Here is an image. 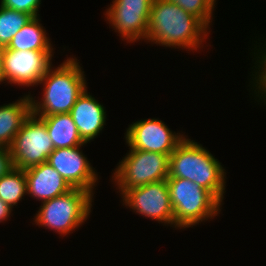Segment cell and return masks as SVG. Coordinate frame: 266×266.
Returning a JSON list of instances; mask_svg holds the SVG:
<instances>
[{
    "label": "cell",
    "instance_id": "obj_7",
    "mask_svg": "<svg viewBox=\"0 0 266 266\" xmlns=\"http://www.w3.org/2000/svg\"><path fill=\"white\" fill-rule=\"evenodd\" d=\"M9 149L14 167L25 170L47 162L54 146L45 123L39 117L30 114Z\"/></svg>",
    "mask_w": 266,
    "mask_h": 266
},
{
    "label": "cell",
    "instance_id": "obj_20",
    "mask_svg": "<svg viewBox=\"0 0 266 266\" xmlns=\"http://www.w3.org/2000/svg\"><path fill=\"white\" fill-rule=\"evenodd\" d=\"M187 13L197 17L209 30L214 8L206 0H169Z\"/></svg>",
    "mask_w": 266,
    "mask_h": 266
},
{
    "label": "cell",
    "instance_id": "obj_24",
    "mask_svg": "<svg viewBox=\"0 0 266 266\" xmlns=\"http://www.w3.org/2000/svg\"><path fill=\"white\" fill-rule=\"evenodd\" d=\"M12 208L0 199V223L6 221L12 213Z\"/></svg>",
    "mask_w": 266,
    "mask_h": 266
},
{
    "label": "cell",
    "instance_id": "obj_26",
    "mask_svg": "<svg viewBox=\"0 0 266 266\" xmlns=\"http://www.w3.org/2000/svg\"><path fill=\"white\" fill-rule=\"evenodd\" d=\"M213 8H215V2L216 0H206Z\"/></svg>",
    "mask_w": 266,
    "mask_h": 266
},
{
    "label": "cell",
    "instance_id": "obj_19",
    "mask_svg": "<svg viewBox=\"0 0 266 266\" xmlns=\"http://www.w3.org/2000/svg\"><path fill=\"white\" fill-rule=\"evenodd\" d=\"M32 18L31 15L0 5V46L7 47L15 34Z\"/></svg>",
    "mask_w": 266,
    "mask_h": 266
},
{
    "label": "cell",
    "instance_id": "obj_6",
    "mask_svg": "<svg viewBox=\"0 0 266 266\" xmlns=\"http://www.w3.org/2000/svg\"><path fill=\"white\" fill-rule=\"evenodd\" d=\"M117 164L112 180L122 195L127 189L166 180L169 175V156L157 152L131 149Z\"/></svg>",
    "mask_w": 266,
    "mask_h": 266
},
{
    "label": "cell",
    "instance_id": "obj_15",
    "mask_svg": "<svg viewBox=\"0 0 266 266\" xmlns=\"http://www.w3.org/2000/svg\"><path fill=\"white\" fill-rule=\"evenodd\" d=\"M31 114L30 94L0 106V146L9 148L23 122Z\"/></svg>",
    "mask_w": 266,
    "mask_h": 266
},
{
    "label": "cell",
    "instance_id": "obj_21",
    "mask_svg": "<svg viewBox=\"0 0 266 266\" xmlns=\"http://www.w3.org/2000/svg\"><path fill=\"white\" fill-rule=\"evenodd\" d=\"M264 45L266 46L265 43ZM259 49H256L258 50L256 53L254 52V54L257 55V56L254 55L255 56L254 59H256V62H257V63L255 62V65L257 64L256 66H258V67L255 66V68L258 70H255L254 72H252V75L254 77H251L253 78L251 80H253L252 83L254 85L252 84V86H253V90L255 88V91H254V93L256 94L255 96H257L259 99H261L260 101L265 102L264 104H266V47H262L263 51L261 48Z\"/></svg>",
    "mask_w": 266,
    "mask_h": 266
},
{
    "label": "cell",
    "instance_id": "obj_13",
    "mask_svg": "<svg viewBox=\"0 0 266 266\" xmlns=\"http://www.w3.org/2000/svg\"><path fill=\"white\" fill-rule=\"evenodd\" d=\"M27 194L47 201L68 193L73 188L47 162L25 169Z\"/></svg>",
    "mask_w": 266,
    "mask_h": 266
},
{
    "label": "cell",
    "instance_id": "obj_17",
    "mask_svg": "<svg viewBox=\"0 0 266 266\" xmlns=\"http://www.w3.org/2000/svg\"><path fill=\"white\" fill-rule=\"evenodd\" d=\"M39 16L32 17L12 38L7 49L53 51L50 38L41 25Z\"/></svg>",
    "mask_w": 266,
    "mask_h": 266
},
{
    "label": "cell",
    "instance_id": "obj_1",
    "mask_svg": "<svg viewBox=\"0 0 266 266\" xmlns=\"http://www.w3.org/2000/svg\"><path fill=\"white\" fill-rule=\"evenodd\" d=\"M208 30L197 17L187 13L176 3L169 0H154L146 40L164 47L197 51L207 39L210 32Z\"/></svg>",
    "mask_w": 266,
    "mask_h": 266
},
{
    "label": "cell",
    "instance_id": "obj_23",
    "mask_svg": "<svg viewBox=\"0 0 266 266\" xmlns=\"http://www.w3.org/2000/svg\"><path fill=\"white\" fill-rule=\"evenodd\" d=\"M13 158L10 149L0 146V178L14 169Z\"/></svg>",
    "mask_w": 266,
    "mask_h": 266
},
{
    "label": "cell",
    "instance_id": "obj_3",
    "mask_svg": "<svg viewBox=\"0 0 266 266\" xmlns=\"http://www.w3.org/2000/svg\"><path fill=\"white\" fill-rule=\"evenodd\" d=\"M226 172L201 144L185 137L169 156L168 178H184L211 192L221 203Z\"/></svg>",
    "mask_w": 266,
    "mask_h": 266
},
{
    "label": "cell",
    "instance_id": "obj_22",
    "mask_svg": "<svg viewBox=\"0 0 266 266\" xmlns=\"http://www.w3.org/2000/svg\"><path fill=\"white\" fill-rule=\"evenodd\" d=\"M41 0H1L0 5L16 10L18 12H23L31 15L32 17H37L38 9L40 7Z\"/></svg>",
    "mask_w": 266,
    "mask_h": 266
},
{
    "label": "cell",
    "instance_id": "obj_11",
    "mask_svg": "<svg viewBox=\"0 0 266 266\" xmlns=\"http://www.w3.org/2000/svg\"><path fill=\"white\" fill-rule=\"evenodd\" d=\"M185 137L183 134L173 133L162 120L155 118L133 122L125 133L126 143L131 149L168 156Z\"/></svg>",
    "mask_w": 266,
    "mask_h": 266
},
{
    "label": "cell",
    "instance_id": "obj_16",
    "mask_svg": "<svg viewBox=\"0 0 266 266\" xmlns=\"http://www.w3.org/2000/svg\"><path fill=\"white\" fill-rule=\"evenodd\" d=\"M37 117L45 123L54 149L87 144L79 136L77 127L69 113Z\"/></svg>",
    "mask_w": 266,
    "mask_h": 266
},
{
    "label": "cell",
    "instance_id": "obj_5",
    "mask_svg": "<svg viewBox=\"0 0 266 266\" xmlns=\"http://www.w3.org/2000/svg\"><path fill=\"white\" fill-rule=\"evenodd\" d=\"M93 195L86 190L73 188L68 193L41 202L34 216L38 226L47 227L58 234L67 235L88 219Z\"/></svg>",
    "mask_w": 266,
    "mask_h": 266
},
{
    "label": "cell",
    "instance_id": "obj_8",
    "mask_svg": "<svg viewBox=\"0 0 266 266\" xmlns=\"http://www.w3.org/2000/svg\"><path fill=\"white\" fill-rule=\"evenodd\" d=\"M52 51L14 50L4 48L3 83L35 86L52 66ZM5 81V82H4Z\"/></svg>",
    "mask_w": 266,
    "mask_h": 266
},
{
    "label": "cell",
    "instance_id": "obj_2",
    "mask_svg": "<svg viewBox=\"0 0 266 266\" xmlns=\"http://www.w3.org/2000/svg\"><path fill=\"white\" fill-rule=\"evenodd\" d=\"M74 58H67L57 68L52 66L41 78L43 97L41 101L34 100L30 95L31 114L35 116H50L70 113L77 98L87 88L84 71Z\"/></svg>",
    "mask_w": 266,
    "mask_h": 266
},
{
    "label": "cell",
    "instance_id": "obj_4",
    "mask_svg": "<svg viewBox=\"0 0 266 266\" xmlns=\"http://www.w3.org/2000/svg\"><path fill=\"white\" fill-rule=\"evenodd\" d=\"M174 227H193L220 214L222 203L208 190L184 178H167Z\"/></svg>",
    "mask_w": 266,
    "mask_h": 266
},
{
    "label": "cell",
    "instance_id": "obj_9",
    "mask_svg": "<svg viewBox=\"0 0 266 266\" xmlns=\"http://www.w3.org/2000/svg\"><path fill=\"white\" fill-rule=\"evenodd\" d=\"M123 205L141 216L174 226L173 208L167 180L127 189L121 196Z\"/></svg>",
    "mask_w": 266,
    "mask_h": 266
},
{
    "label": "cell",
    "instance_id": "obj_18",
    "mask_svg": "<svg viewBox=\"0 0 266 266\" xmlns=\"http://www.w3.org/2000/svg\"><path fill=\"white\" fill-rule=\"evenodd\" d=\"M27 195L26 175L22 169L14 168L0 178V199L13 208Z\"/></svg>",
    "mask_w": 266,
    "mask_h": 266
},
{
    "label": "cell",
    "instance_id": "obj_25",
    "mask_svg": "<svg viewBox=\"0 0 266 266\" xmlns=\"http://www.w3.org/2000/svg\"><path fill=\"white\" fill-rule=\"evenodd\" d=\"M3 54L4 47L0 46V84L3 82Z\"/></svg>",
    "mask_w": 266,
    "mask_h": 266
},
{
    "label": "cell",
    "instance_id": "obj_14",
    "mask_svg": "<svg viewBox=\"0 0 266 266\" xmlns=\"http://www.w3.org/2000/svg\"><path fill=\"white\" fill-rule=\"evenodd\" d=\"M87 91L86 88L77 98L69 113L77 127L79 136L85 143L99 135L106 125L107 115L104 106Z\"/></svg>",
    "mask_w": 266,
    "mask_h": 266
},
{
    "label": "cell",
    "instance_id": "obj_10",
    "mask_svg": "<svg viewBox=\"0 0 266 266\" xmlns=\"http://www.w3.org/2000/svg\"><path fill=\"white\" fill-rule=\"evenodd\" d=\"M154 0H113L105 15L112 28L127 43L146 40Z\"/></svg>",
    "mask_w": 266,
    "mask_h": 266
},
{
    "label": "cell",
    "instance_id": "obj_12",
    "mask_svg": "<svg viewBox=\"0 0 266 266\" xmlns=\"http://www.w3.org/2000/svg\"><path fill=\"white\" fill-rule=\"evenodd\" d=\"M85 144L54 149L49 155L47 163L50 164L72 188L89 191L92 195L98 180V174L83 154L80 147Z\"/></svg>",
    "mask_w": 266,
    "mask_h": 266
}]
</instances>
